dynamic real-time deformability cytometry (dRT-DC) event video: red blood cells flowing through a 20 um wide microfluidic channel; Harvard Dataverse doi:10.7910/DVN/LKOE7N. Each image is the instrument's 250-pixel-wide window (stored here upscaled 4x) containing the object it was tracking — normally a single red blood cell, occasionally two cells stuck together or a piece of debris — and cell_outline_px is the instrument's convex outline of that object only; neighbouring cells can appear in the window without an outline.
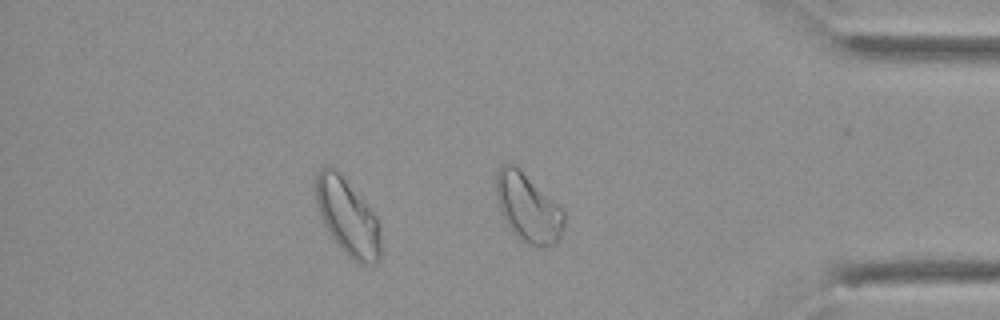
{"species": "Egyptian fruit bat (a non-hibernating species)", "species_latin": "Rousettus aegyptiacus", "temperature_condition": "cold", "stored_images_in_passage": 34, "segment_of_instrument_passage": [2, 2], "camera_frame_rate_fps": 3000, "um_per_image_px": 0.085, "animal": {"sex": "female"}, "frame": {"image": 1, "passage_image": 34, "time_ms": 11.0, "image_size_px": [1000, 320], "cell_outline_px": [[564, 224], [560, 236], [556, 244], [544, 248], [536, 248], [520, 240], [512, 232], [496, 200], [496, 172], [504, 164], [516, 164], [564, 212]], "centroid_in_image_um": [44.87, 17.69], "position_along_channel_um": 390.3, "area_um2": 26.93}}